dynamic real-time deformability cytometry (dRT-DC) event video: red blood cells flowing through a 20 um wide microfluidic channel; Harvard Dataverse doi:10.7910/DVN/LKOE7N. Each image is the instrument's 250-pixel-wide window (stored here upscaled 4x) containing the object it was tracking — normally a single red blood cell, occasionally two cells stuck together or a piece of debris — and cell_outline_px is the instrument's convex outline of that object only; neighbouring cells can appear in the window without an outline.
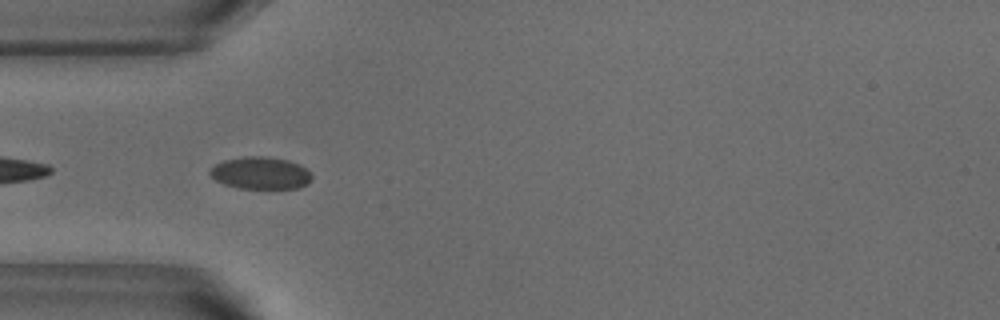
{"species": "common noctule bat (a hibernating species)", "species_latin": "Nyctalus noctula", "temperature_condition": "warm", "stored_images_in_passage": 4, "camera_frame_rate_fps": 3000, "um_per_image_px": 0.085, "animal": {"sex": "male", "body_mass_g": 18.8}, "frame": {"image": 1, "passage_image": 2, "time_ms": 0.333, "image_size_px": [1000, 320], "cell_outline_px": [[312, 180], [308, 184], [300, 188], [236, 188], [224, 184], [216, 180], [208, 172], [208, 168], [224, 160], [244, 156], [268, 156], [288, 160], [300, 164], [312, 176]], "centroid_in_image_um": [22.14, 14.7], "position_along_channel_um": 62.9, "area_um2": 19.31}}